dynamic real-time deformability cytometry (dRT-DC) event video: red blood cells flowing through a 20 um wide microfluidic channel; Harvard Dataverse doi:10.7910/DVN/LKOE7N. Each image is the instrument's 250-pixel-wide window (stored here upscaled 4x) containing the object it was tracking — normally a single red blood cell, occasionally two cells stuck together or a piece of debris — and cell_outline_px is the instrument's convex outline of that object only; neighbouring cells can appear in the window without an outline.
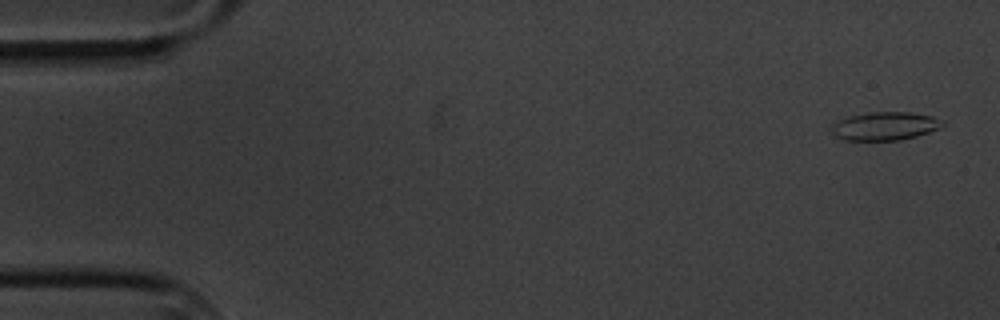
{"species": "common noctule bat (a hibernating species)", "species_latin": "Nyctalus noctula", "temperature_condition": "cold", "stored_images_in_passage": 5, "camera_frame_rate_fps": 3000, "um_per_image_px": 0.085, "animal": {"sex": "male", "body_mass_g": 20.1, "forearm_length_mm": 53.5}, "frame": {"image": 1, "passage_image": 1, "time_ms": 0.0, "image_size_px": [1000, 320], "cell_outline_px": [[944, 124], [940, 128], [916, 136], [900, 140], [844, 140], [836, 136], [832, 132], [832, 128], [836, 120], [848, 116], [868, 112], [912, 112], [932, 116], [944, 120]], "centroid_in_image_um": [75.23, 10.7], "position_along_channel_um": 9.8, "area_um2": 18.38}}
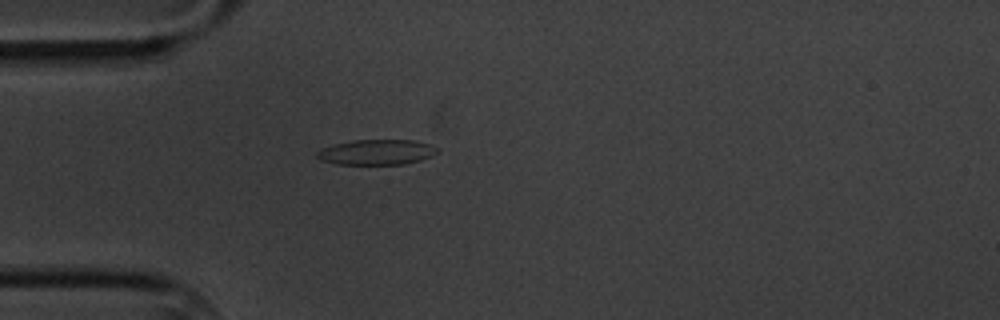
{"frame": {"image": 2, "passage_image": 5, "time_ms": 4.667, "image_size_px": [1000, 320], "cell_outline_px": [[440, 152], [432, 156], [420, 160], [404, 164], [336, 164], [320, 160], [316, 156], [316, 152], [320, 148], [352, 140], [412, 140], [428, 144], [440, 148]], "centroid_in_image_um": [32.02, 12.93], "position_along_channel_um": 53.0, "area_um2": 17.8}}